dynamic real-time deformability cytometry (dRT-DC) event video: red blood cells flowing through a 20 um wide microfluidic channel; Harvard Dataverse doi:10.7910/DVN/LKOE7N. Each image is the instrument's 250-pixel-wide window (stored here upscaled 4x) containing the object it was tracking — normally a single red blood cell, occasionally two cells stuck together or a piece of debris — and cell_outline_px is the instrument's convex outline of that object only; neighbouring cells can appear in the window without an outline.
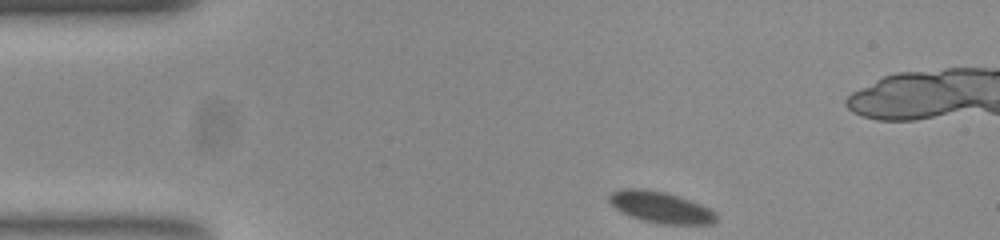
{"species": "common noctule bat (a hibernating species)", "species_latin": "Nyctalus noctula", "temperature_condition": "room temperature", "stored_images_in_passage": 49, "camera_frame_rate_fps": 3000, "um_per_image_px": 0.085, "animal": {"sex": "female", "body_mass_g": 23.0, "forearm_length_mm": 53.4}, "frame": {"image": 1, "passage_image": 1, "time_ms": 0.0, "image_size_px": [1000, 240], "cell_outline_px": [[716, 220], [708, 224], [664, 224], [644, 220], [632, 216], [616, 208], [608, 200], [608, 196], [612, 192], [624, 188], [640, 188], [664, 192], [700, 204], [716, 212]], "centroid_in_image_um": [56.15, 17.61], "position_along_channel_um": 28.9, "area_um2": 19.02}}
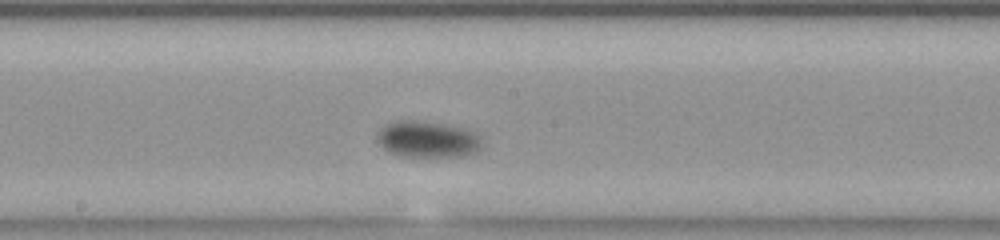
{"frame": {"image": 2, "passage_image": 21, "time_ms": 6.667, "image_size_px": [1000, 240], "cell_outline_px": [[480, 148], [476, 152], [464, 156], [400, 156], [384, 148], [380, 144], [380, 132], [388, 124], [396, 120], [412, 120], [440, 124], [464, 128], [472, 132], [480, 140]], "centroid_in_image_um": [36.37, 11.85], "position_along_channel_um": 211.8, "area_um2": 21.39}}
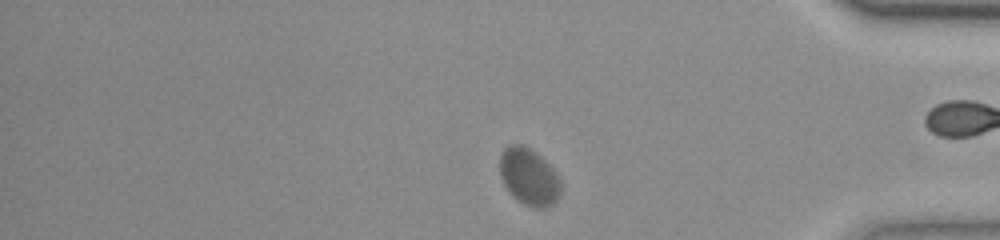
{"frame": {"image": 3, "passage_image": 38, "time_ms": 12.333, "image_size_px": [1000, 240], "cell_outline_px": [[560, 196], [548, 208], [532, 208], [516, 200], [512, 196], [504, 184], [500, 176], [500, 156], [504, 148], [508, 144], [524, 144], [532, 148], [556, 172], [560, 180]], "centroid_in_image_um": [44.95, 15.02], "position_along_channel_um": 390.2, "area_um2": 20.52}}